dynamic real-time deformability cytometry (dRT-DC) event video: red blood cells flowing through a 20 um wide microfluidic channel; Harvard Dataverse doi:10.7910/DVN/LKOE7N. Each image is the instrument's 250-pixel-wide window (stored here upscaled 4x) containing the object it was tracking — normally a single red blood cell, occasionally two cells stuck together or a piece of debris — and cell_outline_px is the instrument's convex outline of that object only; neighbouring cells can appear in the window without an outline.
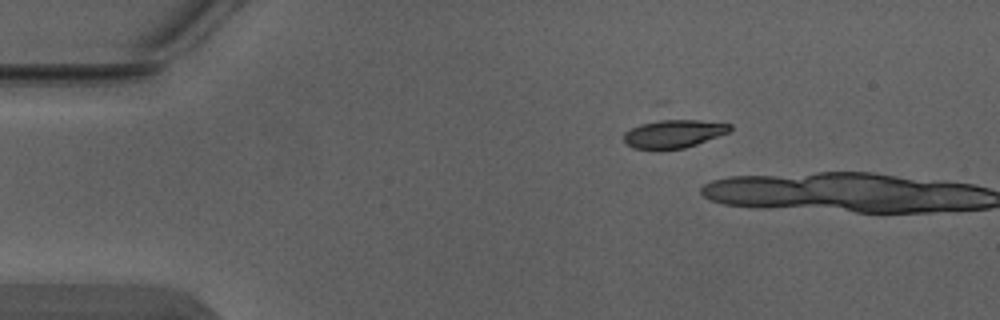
{"species": "Egyptian fruit bat (a non-hibernating species)", "species_latin": "Rousettus aegyptiacus", "temperature_condition": "warm", "stored_images_in_passage": 4, "camera_frame_rate_fps": 3000, "um_per_image_px": 0.085, "animal": {"sex": "male"}, "frame": {"image": 1, "passage_image": 4, "time_ms": 1.0, "image_size_px": [1000, 320], "cell_outline_px": [[732, 128], [728, 132], [696, 144], [684, 148], [632, 148], [624, 140], [624, 132], [640, 124], [664, 116], [668, 116], [732, 124]], "centroid_in_image_um": [57.26, 11.29], "position_along_channel_um": 27.7, "area_um2": 17.8}}